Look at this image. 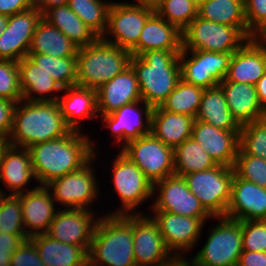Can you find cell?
<instances>
[{"instance_id":"obj_58","label":"cell","mask_w":266,"mask_h":266,"mask_svg":"<svg viewBox=\"0 0 266 266\" xmlns=\"http://www.w3.org/2000/svg\"><path fill=\"white\" fill-rule=\"evenodd\" d=\"M259 38L266 44V31L259 36Z\"/></svg>"},{"instance_id":"obj_21","label":"cell","mask_w":266,"mask_h":266,"mask_svg":"<svg viewBox=\"0 0 266 266\" xmlns=\"http://www.w3.org/2000/svg\"><path fill=\"white\" fill-rule=\"evenodd\" d=\"M225 217L239 220H266V188L234 174Z\"/></svg>"},{"instance_id":"obj_33","label":"cell","mask_w":266,"mask_h":266,"mask_svg":"<svg viewBox=\"0 0 266 266\" xmlns=\"http://www.w3.org/2000/svg\"><path fill=\"white\" fill-rule=\"evenodd\" d=\"M79 47L43 17L38 23L28 54L55 57L77 56Z\"/></svg>"},{"instance_id":"obj_60","label":"cell","mask_w":266,"mask_h":266,"mask_svg":"<svg viewBox=\"0 0 266 266\" xmlns=\"http://www.w3.org/2000/svg\"><path fill=\"white\" fill-rule=\"evenodd\" d=\"M82 266H96V265H93L89 260H87Z\"/></svg>"},{"instance_id":"obj_24","label":"cell","mask_w":266,"mask_h":266,"mask_svg":"<svg viewBox=\"0 0 266 266\" xmlns=\"http://www.w3.org/2000/svg\"><path fill=\"white\" fill-rule=\"evenodd\" d=\"M32 179L37 181L32 168L29 150L9 145L5 149L0 164V183L2 181L8 190L6 189L5 192L0 186V194L17 195L36 189L38 186L32 189L27 187Z\"/></svg>"},{"instance_id":"obj_49","label":"cell","mask_w":266,"mask_h":266,"mask_svg":"<svg viewBox=\"0 0 266 266\" xmlns=\"http://www.w3.org/2000/svg\"><path fill=\"white\" fill-rule=\"evenodd\" d=\"M16 102L0 98V139L9 140Z\"/></svg>"},{"instance_id":"obj_6","label":"cell","mask_w":266,"mask_h":266,"mask_svg":"<svg viewBox=\"0 0 266 266\" xmlns=\"http://www.w3.org/2000/svg\"><path fill=\"white\" fill-rule=\"evenodd\" d=\"M211 227L207 241L196 255L188 261L191 266H237L242 248V221L227 217Z\"/></svg>"},{"instance_id":"obj_46","label":"cell","mask_w":266,"mask_h":266,"mask_svg":"<svg viewBox=\"0 0 266 266\" xmlns=\"http://www.w3.org/2000/svg\"><path fill=\"white\" fill-rule=\"evenodd\" d=\"M244 12L248 31L259 37L266 31V0H244Z\"/></svg>"},{"instance_id":"obj_36","label":"cell","mask_w":266,"mask_h":266,"mask_svg":"<svg viewBox=\"0 0 266 266\" xmlns=\"http://www.w3.org/2000/svg\"><path fill=\"white\" fill-rule=\"evenodd\" d=\"M215 166V161L192 137L174 149V175L183 177Z\"/></svg>"},{"instance_id":"obj_42","label":"cell","mask_w":266,"mask_h":266,"mask_svg":"<svg viewBox=\"0 0 266 266\" xmlns=\"http://www.w3.org/2000/svg\"><path fill=\"white\" fill-rule=\"evenodd\" d=\"M26 234L22 218L20 194H0V234Z\"/></svg>"},{"instance_id":"obj_29","label":"cell","mask_w":266,"mask_h":266,"mask_svg":"<svg viewBox=\"0 0 266 266\" xmlns=\"http://www.w3.org/2000/svg\"><path fill=\"white\" fill-rule=\"evenodd\" d=\"M219 85L222 87L232 116L240 125L266 117L254 85L232 81H222Z\"/></svg>"},{"instance_id":"obj_44","label":"cell","mask_w":266,"mask_h":266,"mask_svg":"<svg viewBox=\"0 0 266 266\" xmlns=\"http://www.w3.org/2000/svg\"><path fill=\"white\" fill-rule=\"evenodd\" d=\"M0 98L13 100L16 103L23 100L16 61L0 59Z\"/></svg>"},{"instance_id":"obj_40","label":"cell","mask_w":266,"mask_h":266,"mask_svg":"<svg viewBox=\"0 0 266 266\" xmlns=\"http://www.w3.org/2000/svg\"><path fill=\"white\" fill-rule=\"evenodd\" d=\"M154 10L181 32L198 16V6L191 0H160Z\"/></svg>"},{"instance_id":"obj_11","label":"cell","mask_w":266,"mask_h":266,"mask_svg":"<svg viewBox=\"0 0 266 266\" xmlns=\"http://www.w3.org/2000/svg\"><path fill=\"white\" fill-rule=\"evenodd\" d=\"M155 12L147 5L113 1L109 13L104 41L131 51L140 38L147 19Z\"/></svg>"},{"instance_id":"obj_41","label":"cell","mask_w":266,"mask_h":266,"mask_svg":"<svg viewBox=\"0 0 266 266\" xmlns=\"http://www.w3.org/2000/svg\"><path fill=\"white\" fill-rule=\"evenodd\" d=\"M239 148L246 155L266 159V117L241 125Z\"/></svg>"},{"instance_id":"obj_43","label":"cell","mask_w":266,"mask_h":266,"mask_svg":"<svg viewBox=\"0 0 266 266\" xmlns=\"http://www.w3.org/2000/svg\"><path fill=\"white\" fill-rule=\"evenodd\" d=\"M234 171L239 178L266 188V159L246 155L239 148Z\"/></svg>"},{"instance_id":"obj_26","label":"cell","mask_w":266,"mask_h":266,"mask_svg":"<svg viewBox=\"0 0 266 266\" xmlns=\"http://www.w3.org/2000/svg\"><path fill=\"white\" fill-rule=\"evenodd\" d=\"M62 92L57 102L65 123L71 130L83 132L80 123L83 119L99 117L96 89L75 85L63 88Z\"/></svg>"},{"instance_id":"obj_39","label":"cell","mask_w":266,"mask_h":266,"mask_svg":"<svg viewBox=\"0 0 266 266\" xmlns=\"http://www.w3.org/2000/svg\"><path fill=\"white\" fill-rule=\"evenodd\" d=\"M28 57L63 88L77 85L76 56L60 58L45 54H28Z\"/></svg>"},{"instance_id":"obj_37","label":"cell","mask_w":266,"mask_h":266,"mask_svg":"<svg viewBox=\"0 0 266 266\" xmlns=\"http://www.w3.org/2000/svg\"><path fill=\"white\" fill-rule=\"evenodd\" d=\"M204 88L186 83L181 79L176 88L161 103L163 110L196 117Z\"/></svg>"},{"instance_id":"obj_32","label":"cell","mask_w":266,"mask_h":266,"mask_svg":"<svg viewBox=\"0 0 266 266\" xmlns=\"http://www.w3.org/2000/svg\"><path fill=\"white\" fill-rule=\"evenodd\" d=\"M46 266H82L88 253L81 247L54 240L46 234L29 238Z\"/></svg>"},{"instance_id":"obj_52","label":"cell","mask_w":266,"mask_h":266,"mask_svg":"<svg viewBox=\"0 0 266 266\" xmlns=\"http://www.w3.org/2000/svg\"><path fill=\"white\" fill-rule=\"evenodd\" d=\"M34 8L44 14L48 9L68 5L69 0H31Z\"/></svg>"},{"instance_id":"obj_38","label":"cell","mask_w":266,"mask_h":266,"mask_svg":"<svg viewBox=\"0 0 266 266\" xmlns=\"http://www.w3.org/2000/svg\"><path fill=\"white\" fill-rule=\"evenodd\" d=\"M111 2L108 0H69V8L99 37L107 29Z\"/></svg>"},{"instance_id":"obj_10","label":"cell","mask_w":266,"mask_h":266,"mask_svg":"<svg viewBox=\"0 0 266 266\" xmlns=\"http://www.w3.org/2000/svg\"><path fill=\"white\" fill-rule=\"evenodd\" d=\"M248 38L237 28L195 17L182 32V49L227 53L237 51Z\"/></svg>"},{"instance_id":"obj_35","label":"cell","mask_w":266,"mask_h":266,"mask_svg":"<svg viewBox=\"0 0 266 266\" xmlns=\"http://www.w3.org/2000/svg\"><path fill=\"white\" fill-rule=\"evenodd\" d=\"M43 18L79 48L88 46L99 38L68 5L48 9Z\"/></svg>"},{"instance_id":"obj_30","label":"cell","mask_w":266,"mask_h":266,"mask_svg":"<svg viewBox=\"0 0 266 266\" xmlns=\"http://www.w3.org/2000/svg\"><path fill=\"white\" fill-rule=\"evenodd\" d=\"M195 118L168 112L160 106L152 108L151 133L161 142L175 149L191 137Z\"/></svg>"},{"instance_id":"obj_55","label":"cell","mask_w":266,"mask_h":266,"mask_svg":"<svg viewBox=\"0 0 266 266\" xmlns=\"http://www.w3.org/2000/svg\"><path fill=\"white\" fill-rule=\"evenodd\" d=\"M7 26H8V16L0 14V36L5 31Z\"/></svg>"},{"instance_id":"obj_8","label":"cell","mask_w":266,"mask_h":266,"mask_svg":"<svg viewBox=\"0 0 266 266\" xmlns=\"http://www.w3.org/2000/svg\"><path fill=\"white\" fill-rule=\"evenodd\" d=\"M234 167L214 168L184 175L190 191L212 217H224L231 197Z\"/></svg>"},{"instance_id":"obj_31","label":"cell","mask_w":266,"mask_h":266,"mask_svg":"<svg viewBox=\"0 0 266 266\" xmlns=\"http://www.w3.org/2000/svg\"><path fill=\"white\" fill-rule=\"evenodd\" d=\"M196 120L225 131H240L241 125L232 116L220 85L204 90Z\"/></svg>"},{"instance_id":"obj_9","label":"cell","mask_w":266,"mask_h":266,"mask_svg":"<svg viewBox=\"0 0 266 266\" xmlns=\"http://www.w3.org/2000/svg\"><path fill=\"white\" fill-rule=\"evenodd\" d=\"M96 154L78 170L69 172L63 177L54 179L46 187L51 191L56 204L69 209H87L93 211L100 188L97 183L96 169L92 165ZM93 204V205H92ZM90 206V207H89ZM92 206V207H91Z\"/></svg>"},{"instance_id":"obj_15","label":"cell","mask_w":266,"mask_h":266,"mask_svg":"<svg viewBox=\"0 0 266 266\" xmlns=\"http://www.w3.org/2000/svg\"><path fill=\"white\" fill-rule=\"evenodd\" d=\"M133 244L136 266H172L178 261L148 214H133Z\"/></svg>"},{"instance_id":"obj_56","label":"cell","mask_w":266,"mask_h":266,"mask_svg":"<svg viewBox=\"0 0 266 266\" xmlns=\"http://www.w3.org/2000/svg\"><path fill=\"white\" fill-rule=\"evenodd\" d=\"M9 146V141L5 139H0V164L2 162V157L5 149Z\"/></svg>"},{"instance_id":"obj_20","label":"cell","mask_w":266,"mask_h":266,"mask_svg":"<svg viewBox=\"0 0 266 266\" xmlns=\"http://www.w3.org/2000/svg\"><path fill=\"white\" fill-rule=\"evenodd\" d=\"M191 137L217 165L234 167L239 151L240 131H225L195 119Z\"/></svg>"},{"instance_id":"obj_2","label":"cell","mask_w":266,"mask_h":266,"mask_svg":"<svg viewBox=\"0 0 266 266\" xmlns=\"http://www.w3.org/2000/svg\"><path fill=\"white\" fill-rule=\"evenodd\" d=\"M65 123L57 101H26L16 104L9 145L21 148L66 135Z\"/></svg>"},{"instance_id":"obj_17","label":"cell","mask_w":266,"mask_h":266,"mask_svg":"<svg viewBox=\"0 0 266 266\" xmlns=\"http://www.w3.org/2000/svg\"><path fill=\"white\" fill-rule=\"evenodd\" d=\"M151 115L152 107L141 100L99 118L101 124L104 123V127L110 130L109 134L115 138L114 144L120 150L129 141L151 133Z\"/></svg>"},{"instance_id":"obj_12","label":"cell","mask_w":266,"mask_h":266,"mask_svg":"<svg viewBox=\"0 0 266 266\" xmlns=\"http://www.w3.org/2000/svg\"><path fill=\"white\" fill-rule=\"evenodd\" d=\"M120 151L141 169L153 185L174 175V149L152 133L129 141Z\"/></svg>"},{"instance_id":"obj_3","label":"cell","mask_w":266,"mask_h":266,"mask_svg":"<svg viewBox=\"0 0 266 266\" xmlns=\"http://www.w3.org/2000/svg\"><path fill=\"white\" fill-rule=\"evenodd\" d=\"M181 50H149L140 56L132 55L141 99L152 108L161 103L176 88L181 78Z\"/></svg>"},{"instance_id":"obj_19","label":"cell","mask_w":266,"mask_h":266,"mask_svg":"<svg viewBox=\"0 0 266 266\" xmlns=\"http://www.w3.org/2000/svg\"><path fill=\"white\" fill-rule=\"evenodd\" d=\"M43 14L31 7L8 16V26L0 36V59L19 62L28 52Z\"/></svg>"},{"instance_id":"obj_7","label":"cell","mask_w":266,"mask_h":266,"mask_svg":"<svg viewBox=\"0 0 266 266\" xmlns=\"http://www.w3.org/2000/svg\"><path fill=\"white\" fill-rule=\"evenodd\" d=\"M118 152L111 163V183L119 196L121 206L118 205L114 212L109 211L107 215L147 214L139 211V208L141 204L149 201L148 199H153V184L136 164L121 151Z\"/></svg>"},{"instance_id":"obj_59","label":"cell","mask_w":266,"mask_h":266,"mask_svg":"<svg viewBox=\"0 0 266 266\" xmlns=\"http://www.w3.org/2000/svg\"><path fill=\"white\" fill-rule=\"evenodd\" d=\"M193 3H195L197 6H200L205 0H191Z\"/></svg>"},{"instance_id":"obj_25","label":"cell","mask_w":266,"mask_h":266,"mask_svg":"<svg viewBox=\"0 0 266 266\" xmlns=\"http://www.w3.org/2000/svg\"><path fill=\"white\" fill-rule=\"evenodd\" d=\"M96 91L99 116L110 114L124 105L142 100L137 76L131 65Z\"/></svg>"},{"instance_id":"obj_45","label":"cell","mask_w":266,"mask_h":266,"mask_svg":"<svg viewBox=\"0 0 266 266\" xmlns=\"http://www.w3.org/2000/svg\"><path fill=\"white\" fill-rule=\"evenodd\" d=\"M243 251L266 252V220L242 221Z\"/></svg>"},{"instance_id":"obj_54","label":"cell","mask_w":266,"mask_h":266,"mask_svg":"<svg viewBox=\"0 0 266 266\" xmlns=\"http://www.w3.org/2000/svg\"><path fill=\"white\" fill-rule=\"evenodd\" d=\"M159 2L160 0H133V2H129V3L147 5V6H151L154 8Z\"/></svg>"},{"instance_id":"obj_27","label":"cell","mask_w":266,"mask_h":266,"mask_svg":"<svg viewBox=\"0 0 266 266\" xmlns=\"http://www.w3.org/2000/svg\"><path fill=\"white\" fill-rule=\"evenodd\" d=\"M20 89L26 101H57L63 87L28 56L19 62Z\"/></svg>"},{"instance_id":"obj_1","label":"cell","mask_w":266,"mask_h":266,"mask_svg":"<svg viewBox=\"0 0 266 266\" xmlns=\"http://www.w3.org/2000/svg\"><path fill=\"white\" fill-rule=\"evenodd\" d=\"M83 133L85 131L70 130L66 135L28 148L37 185L46 186L54 179L78 170L97 155V144Z\"/></svg>"},{"instance_id":"obj_28","label":"cell","mask_w":266,"mask_h":266,"mask_svg":"<svg viewBox=\"0 0 266 266\" xmlns=\"http://www.w3.org/2000/svg\"><path fill=\"white\" fill-rule=\"evenodd\" d=\"M149 50H182V32L156 12L147 19L138 44L130 53L140 56Z\"/></svg>"},{"instance_id":"obj_47","label":"cell","mask_w":266,"mask_h":266,"mask_svg":"<svg viewBox=\"0 0 266 266\" xmlns=\"http://www.w3.org/2000/svg\"><path fill=\"white\" fill-rule=\"evenodd\" d=\"M10 266H46L34 243L28 238L13 252Z\"/></svg>"},{"instance_id":"obj_4","label":"cell","mask_w":266,"mask_h":266,"mask_svg":"<svg viewBox=\"0 0 266 266\" xmlns=\"http://www.w3.org/2000/svg\"><path fill=\"white\" fill-rule=\"evenodd\" d=\"M133 246V214H105L96 222L88 260L96 266H136Z\"/></svg>"},{"instance_id":"obj_53","label":"cell","mask_w":266,"mask_h":266,"mask_svg":"<svg viewBox=\"0 0 266 266\" xmlns=\"http://www.w3.org/2000/svg\"><path fill=\"white\" fill-rule=\"evenodd\" d=\"M255 88L262 109L266 112V72L255 84Z\"/></svg>"},{"instance_id":"obj_13","label":"cell","mask_w":266,"mask_h":266,"mask_svg":"<svg viewBox=\"0 0 266 266\" xmlns=\"http://www.w3.org/2000/svg\"><path fill=\"white\" fill-rule=\"evenodd\" d=\"M152 214L151 217L158 224L167 248L178 260L187 259L188 252L192 251L202 238L206 221L213 220V217H187L163 211H153Z\"/></svg>"},{"instance_id":"obj_50","label":"cell","mask_w":266,"mask_h":266,"mask_svg":"<svg viewBox=\"0 0 266 266\" xmlns=\"http://www.w3.org/2000/svg\"><path fill=\"white\" fill-rule=\"evenodd\" d=\"M33 7L31 0H0V14L12 16Z\"/></svg>"},{"instance_id":"obj_22","label":"cell","mask_w":266,"mask_h":266,"mask_svg":"<svg viewBox=\"0 0 266 266\" xmlns=\"http://www.w3.org/2000/svg\"><path fill=\"white\" fill-rule=\"evenodd\" d=\"M266 72V44L259 38L248 39L233 52L223 81L254 85Z\"/></svg>"},{"instance_id":"obj_5","label":"cell","mask_w":266,"mask_h":266,"mask_svg":"<svg viewBox=\"0 0 266 266\" xmlns=\"http://www.w3.org/2000/svg\"><path fill=\"white\" fill-rule=\"evenodd\" d=\"M132 54L98 38L77 52V85L98 89L130 66Z\"/></svg>"},{"instance_id":"obj_18","label":"cell","mask_w":266,"mask_h":266,"mask_svg":"<svg viewBox=\"0 0 266 266\" xmlns=\"http://www.w3.org/2000/svg\"><path fill=\"white\" fill-rule=\"evenodd\" d=\"M94 213L87 209L58 208L45 234L62 243L81 246L88 253L99 218Z\"/></svg>"},{"instance_id":"obj_48","label":"cell","mask_w":266,"mask_h":266,"mask_svg":"<svg viewBox=\"0 0 266 266\" xmlns=\"http://www.w3.org/2000/svg\"><path fill=\"white\" fill-rule=\"evenodd\" d=\"M29 237L26 234H0V266H10L11 257Z\"/></svg>"},{"instance_id":"obj_14","label":"cell","mask_w":266,"mask_h":266,"mask_svg":"<svg viewBox=\"0 0 266 266\" xmlns=\"http://www.w3.org/2000/svg\"><path fill=\"white\" fill-rule=\"evenodd\" d=\"M232 54L182 49L179 53L181 78L204 89L219 85L225 79Z\"/></svg>"},{"instance_id":"obj_51","label":"cell","mask_w":266,"mask_h":266,"mask_svg":"<svg viewBox=\"0 0 266 266\" xmlns=\"http://www.w3.org/2000/svg\"><path fill=\"white\" fill-rule=\"evenodd\" d=\"M237 266H266V252L243 251Z\"/></svg>"},{"instance_id":"obj_16","label":"cell","mask_w":266,"mask_h":266,"mask_svg":"<svg viewBox=\"0 0 266 266\" xmlns=\"http://www.w3.org/2000/svg\"><path fill=\"white\" fill-rule=\"evenodd\" d=\"M153 198L155 200L152 201L151 211L171 212L187 217H212L181 176L172 175L156 182L153 185Z\"/></svg>"},{"instance_id":"obj_57","label":"cell","mask_w":266,"mask_h":266,"mask_svg":"<svg viewBox=\"0 0 266 266\" xmlns=\"http://www.w3.org/2000/svg\"><path fill=\"white\" fill-rule=\"evenodd\" d=\"M172 266H191L186 260H178Z\"/></svg>"},{"instance_id":"obj_34","label":"cell","mask_w":266,"mask_h":266,"mask_svg":"<svg viewBox=\"0 0 266 266\" xmlns=\"http://www.w3.org/2000/svg\"><path fill=\"white\" fill-rule=\"evenodd\" d=\"M198 16L208 21L237 27L248 39L254 38L246 24L244 0H205L198 6Z\"/></svg>"},{"instance_id":"obj_23","label":"cell","mask_w":266,"mask_h":266,"mask_svg":"<svg viewBox=\"0 0 266 266\" xmlns=\"http://www.w3.org/2000/svg\"><path fill=\"white\" fill-rule=\"evenodd\" d=\"M20 204L25 233L29 238L45 234L59 208L51 191L40 185L36 189L20 193Z\"/></svg>"}]
</instances>
